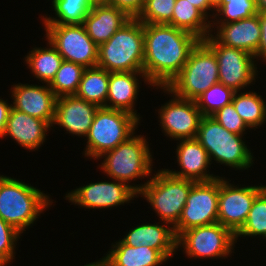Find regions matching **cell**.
<instances>
[{
	"label": "cell",
	"instance_id": "1",
	"mask_svg": "<svg viewBox=\"0 0 266 266\" xmlns=\"http://www.w3.org/2000/svg\"><path fill=\"white\" fill-rule=\"evenodd\" d=\"M200 41L194 34L169 24H144L143 72L153 88L166 87Z\"/></svg>",
	"mask_w": 266,
	"mask_h": 266
},
{
	"label": "cell",
	"instance_id": "2",
	"mask_svg": "<svg viewBox=\"0 0 266 266\" xmlns=\"http://www.w3.org/2000/svg\"><path fill=\"white\" fill-rule=\"evenodd\" d=\"M144 24L130 18L98 46L97 67L108 72H143Z\"/></svg>",
	"mask_w": 266,
	"mask_h": 266
},
{
	"label": "cell",
	"instance_id": "3",
	"mask_svg": "<svg viewBox=\"0 0 266 266\" xmlns=\"http://www.w3.org/2000/svg\"><path fill=\"white\" fill-rule=\"evenodd\" d=\"M51 203L49 196L36 187L0 176V217L21 234Z\"/></svg>",
	"mask_w": 266,
	"mask_h": 266
},
{
	"label": "cell",
	"instance_id": "4",
	"mask_svg": "<svg viewBox=\"0 0 266 266\" xmlns=\"http://www.w3.org/2000/svg\"><path fill=\"white\" fill-rule=\"evenodd\" d=\"M219 83L215 53L201 40L192 50L181 71L164 91L182 99L196 100L212 85Z\"/></svg>",
	"mask_w": 266,
	"mask_h": 266
},
{
	"label": "cell",
	"instance_id": "5",
	"mask_svg": "<svg viewBox=\"0 0 266 266\" xmlns=\"http://www.w3.org/2000/svg\"><path fill=\"white\" fill-rule=\"evenodd\" d=\"M242 136L228 131L212 116H203L196 139L208 152L210 161L245 170L252 166L254 157Z\"/></svg>",
	"mask_w": 266,
	"mask_h": 266
},
{
	"label": "cell",
	"instance_id": "6",
	"mask_svg": "<svg viewBox=\"0 0 266 266\" xmlns=\"http://www.w3.org/2000/svg\"><path fill=\"white\" fill-rule=\"evenodd\" d=\"M138 123L139 118L127 111L99 107L86 136L88 141L84 155L100 158L104 152L134 135Z\"/></svg>",
	"mask_w": 266,
	"mask_h": 266
},
{
	"label": "cell",
	"instance_id": "7",
	"mask_svg": "<svg viewBox=\"0 0 266 266\" xmlns=\"http://www.w3.org/2000/svg\"><path fill=\"white\" fill-rule=\"evenodd\" d=\"M194 183L195 181L173 176L163 169L145 182L138 196H143L160 216V220L170 227L179 221Z\"/></svg>",
	"mask_w": 266,
	"mask_h": 266
},
{
	"label": "cell",
	"instance_id": "8",
	"mask_svg": "<svg viewBox=\"0 0 266 266\" xmlns=\"http://www.w3.org/2000/svg\"><path fill=\"white\" fill-rule=\"evenodd\" d=\"M147 143L145 137L132 135L125 142L100 156L105 158L101 163V170L112 180H118L128 185L136 178L150 176L153 160Z\"/></svg>",
	"mask_w": 266,
	"mask_h": 266
},
{
	"label": "cell",
	"instance_id": "9",
	"mask_svg": "<svg viewBox=\"0 0 266 266\" xmlns=\"http://www.w3.org/2000/svg\"><path fill=\"white\" fill-rule=\"evenodd\" d=\"M47 41L63 60L92 68L97 66L98 45L87 34L83 24H44Z\"/></svg>",
	"mask_w": 266,
	"mask_h": 266
},
{
	"label": "cell",
	"instance_id": "10",
	"mask_svg": "<svg viewBox=\"0 0 266 266\" xmlns=\"http://www.w3.org/2000/svg\"><path fill=\"white\" fill-rule=\"evenodd\" d=\"M216 55L219 82L234 92L250 85L257 76L254 55L220 44L212 34L202 40Z\"/></svg>",
	"mask_w": 266,
	"mask_h": 266
},
{
	"label": "cell",
	"instance_id": "11",
	"mask_svg": "<svg viewBox=\"0 0 266 266\" xmlns=\"http://www.w3.org/2000/svg\"><path fill=\"white\" fill-rule=\"evenodd\" d=\"M235 241V235L216 222L182 232L177 237V246H183L184 253L191 258H225L232 253Z\"/></svg>",
	"mask_w": 266,
	"mask_h": 266
},
{
	"label": "cell",
	"instance_id": "12",
	"mask_svg": "<svg viewBox=\"0 0 266 266\" xmlns=\"http://www.w3.org/2000/svg\"><path fill=\"white\" fill-rule=\"evenodd\" d=\"M219 177L195 182L187 196L179 221L173 226L176 237L182 232L218 222Z\"/></svg>",
	"mask_w": 266,
	"mask_h": 266
},
{
	"label": "cell",
	"instance_id": "13",
	"mask_svg": "<svg viewBox=\"0 0 266 266\" xmlns=\"http://www.w3.org/2000/svg\"><path fill=\"white\" fill-rule=\"evenodd\" d=\"M265 187H236L219 177L218 223L236 235L244 226L255 197Z\"/></svg>",
	"mask_w": 266,
	"mask_h": 266
},
{
	"label": "cell",
	"instance_id": "14",
	"mask_svg": "<svg viewBox=\"0 0 266 266\" xmlns=\"http://www.w3.org/2000/svg\"><path fill=\"white\" fill-rule=\"evenodd\" d=\"M143 187L144 184L133 186L113 179V182L101 181L84 185L69 192L65 197L69 202L88 209L112 208L129 203Z\"/></svg>",
	"mask_w": 266,
	"mask_h": 266
},
{
	"label": "cell",
	"instance_id": "15",
	"mask_svg": "<svg viewBox=\"0 0 266 266\" xmlns=\"http://www.w3.org/2000/svg\"><path fill=\"white\" fill-rule=\"evenodd\" d=\"M159 110L160 126L168 137L174 140L196 138L203 115L195 100L174 95Z\"/></svg>",
	"mask_w": 266,
	"mask_h": 266
},
{
	"label": "cell",
	"instance_id": "16",
	"mask_svg": "<svg viewBox=\"0 0 266 266\" xmlns=\"http://www.w3.org/2000/svg\"><path fill=\"white\" fill-rule=\"evenodd\" d=\"M12 108L24 112L32 117L44 120L53 126L55 117L56 96L50 86L13 85Z\"/></svg>",
	"mask_w": 266,
	"mask_h": 266
},
{
	"label": "cell",
	"instance_id": "17",
	"mask_svg": "<svg viewBox=\"0 0 266 266\" xmlns=\"http://www.w3.org/2000/svg\"><path fill=\"white\" fill-rule=\"evenodd\" d=\"M98 106L76 95L56 98L54 124L76 136H87Z\"/></svg>",
	"mask_w": 266,
	"mask_h": 266
},
{
	"label": "cell",
	"instance_id": "18",
	"mask_svg": "<svg viewBox=\"0 0 266 266\" xmlns=\"http://www.w3.org/2000/svg\"><path fill=\"white\" fill-rule=\"evenodd\" d=\"M177 145V161L181 171L166 169L173 176L192 180L195 182H207L217 179L219 176L207 173L208 165H211L210 157L206 149L196 138L179 140Z\"/></svg>",
	"mask_w": 266,
	"mask_h": 266
},
{
	"label": "cell",
	"instance_id": "19",
	"mask_svg": "<svg viewBox=\"0 0 266 266\" xmlns=\"http://www.w3.org/2000/svg\"><path fill=\"white\" fill-rule=\"evenodd\" d=\"M217 34L213 37L222 45L255 55L261 38L258 14L230 23H216Z\"/></svg>",
	"mask_w": 266,
	"mask_h": 266
},
{
	"label": "cell",
	"instance_id": "20",
	"mask_svg": "<svg viewBox=\"0 0 266 266\" xmlns=\"http://www.w3.org/2000/svg\"><path fill=\"white\" fill-rule=\"evenodd\" d=\"M130 18L116 7L96 1L84 19L87 34L96 45L108 41Z\"/></svg>",
	"mask_w": 266,
	"mask_h": 266
},
{
	"label": "cell",
	"instance_id": "21",
	"mask_svg": "<svg viewBox=\"0 0 266 266\" xmlns=\"http://www.w3.org/2000/svg\"><path fill=\"white\" fill-rule=\"evenodd\" d=\"M50 127L52 126L44 120L11 108L2 137L10 136L21 147L36 150L45 142L46 132Z\"/></svg>",
	"mask_w": 266,
	"mask_h": 266
},
{
	"label": "cell",
	"instance_id": "22",
	"mask_svg": "<svg viewBox=\"0 0 266 266\" xmlns=\"http://www.w3.org/2000/svg\"><path fill=\"white\" fill-rule=\"evenodd\" d=\"M131 247L148 246L158 250L166 259L172 258L173 252L177 250V237L174 227L157 224H141L132 228L121 240Z\"/></svg>",
	"mask_w": 266,
	"mask_h": 266
},
{
	"label": "cell",
	"instance_id": "23",
	"mask_svg": "<svg viewBox=\"0 0 266 266\" xmlns=\"http://www.w3.org/2000/svg\"><path fill=\"white\" fill-rule=\"evenodd\" d=\"M138 75L144 77V82L152 85L144 72H110L106 108L124 110L140 118L136 110L134 111L140 87Z\"/></svg>",
	"mask_w": 266,
	"mask_h": 266
},
{
	"label": "cell",
	"instance_id": "24",
	"mask_svg": "<svg viewBox=\"0 0 266 266\" xmlns=\"http://www.w3.org/2000/svg\"><path fill=\"white\" fill-rule=\"evenodd\" d=\"M106 256L92 266H158L167 259L148 246L131 247L119 240Z\"/></svg>",
	"mask_w": 266,
	"mask_h": 266
},
{
	"label": "cell",
	"instance_id": "25",
	"mask_svg": "<svg viewBox=\"0 0 266 266\" xmlns=\"http://www.w3.org/2000/svg\"><path fill=\"white\" fill-rule=\"evenodd\" d=\"M207 19L208 17L188 0H176L172 19L168 24L188 31L199 39L204 40L210 34L209 32H212L210 29L216 25L215 21H212V23L207 21Z\"/></svg>",
	"mask_w": 266,
	"mask_h": 266
},
{
	"label": "cell",
	"instance_id": "26",
	"mask_svg": "<svg viewBox=\"0 0 266 266\" xmlns=\"http://www.w3.org/2000/svg\"><path fill=\"white\" fill-rule=\"evenodd\" d=\"M110 72L99 67L86 68L83 72L76 96L106 108Z\"/></svg>",
	"mask_w": 266,
	"mask_h": 266
},
{
	"label": "cell",
	"instance_id": "27",
	"mask_svg": "<svg viewBox=\"0 0 266 266\" xmlns=\"http://www.w3.org/2000/svg\"><path fill=\"white\" fill-rule=\"evenodd\" d=\"M49 48H33L26 57V64L30 67L34 76L49 84L63 61L62 56L56 48L49 42Z\"/></svg>",
	"mask_w": 266,
	"mask_h": 266
},
{
	"label": "cell",
	"instance_id": "28",
	"mask_svg": "<svg viewBox=\"0 0 266 266\" xmlns=\"http://www.w3.org/2000/svg\"><path fill=\"white\" fill-rule=\"evenodd\" d=\"M232 103L249 129L257 128L266 122V102L256 92H235Z\"/></svg>",
	"mask_w": 266,
	"mask_h": 266
},
{
	"label": "cell",
	"instance_id": "29",
	"mask_svg": "<svg viewBox=\"0 0 266 266\" xmlns=\"http://www.w3.org/2000/svg\"><path fill=\"white\" fill-rule=\"evenodd\" d=\"M95 2V0H52L53 11L57 17L43 16V24H83Z\"/></svg>",
	"mask_w": 266,
	"mask_h": 266
},
{
	"label": "cell",
	"instance_id": "30",
	"mask_svg": "<svg viewBox=\"0 0 266 266\" xmlns=\"http://www.w3.org/2000/svg\"><path fill=\"white\" fill-rule=\"evenodd\" d=\"M85 69L80 64L63 60L53 80L48 84L55 96L75 95Z\"/></svg>",
	"mask_w": 266,
	"mask_h": 266
},
{
	"label": "cell",
	"instance_id": "31",
	"mask_svg": "<svg viewBox=\"0 0 266 266\" xmlns=\"http://www.w3.org/2000/svg\"><path fill=\"white\" fill-rule=\"evenodd\" d=\"M240 235L266 237V187L255 197L245 224L235 235V240Z\"/></svg>",
	"mask_w": 266,
	"mask_h": 266
},
{
	"label": "cell",
	"instance_id": "32",
	"mask_svg": "<svg viewBox=\"0 0 266 266\" xmlns=\"http://www.w3.org/2000/svg\"><path fill=\"white\" fill-rule=\"evenodd\" d=\"M234 91L222 83L212 85L195 101L203 116H211L223 106L230 104Z\"/></svg>",
	"mask_w": 266,
	"mask_h": 266
},
{
	"label": "cell",
	"instance_id": "33",
	"mask_svg": "<svg viewBox=\"0 0 266 266\" xmlns=\"http://www.w3.org/2000/svg\"><path fill=\"white\" fill-rule=\"evenodd\" d=\"M216 11L215 15H211L215 19L222 14L225 16L224 19L215 20L217 23L235 22L258 14L256 0H223Z\"/></svg>",
	"mask_w": 266,
	"mask_h": 266
},
{
	"label": "cell",
	"instance_id": "34",
	"mask_svg": "<svg viewBox=\"0 0 266 266\" xmlns=\"http://www.w3.org/2000/svg\"><path fill=\"white\" fill-rule=\"evenodd\" d=\"M176 0H146L138 16L143 24H168L172 19Z\"/></svg>",
	"mask_w": 266,
	"mask_h": 266
},
{
	"label": "cell",
	"instance_id": "35",
	"mask_svg": "<svg viewBox=\"0 0 266 266\" xmlns=\"http://www.w3.org/2000/svg\"><path fill=\"white\" fill-rule=\"evenodd\" d=\"M21 233L0 217V266H7L14 259L15 244Z\"/></svg>",
	"mask_w": 266,
	"mask_h": 266
},
{
	"label": "cell",
	"instance_id": "36",
	"mask_svg": "<svg viewBox=\"0 0 266 266\" xmlns=\"http://www.w3.org/2000/svg\"><path fill=\"white\" fill-rule=\"evenodd\" d=\"M211 116L228 131L238 135H243L245 129L249 128L235 110L232 102L223 106Z\"/></svg>",
	"mask_w": 266,
	"mask_h": 266
},
{
	"label": "cell",
	"instance_id": "37",
	"mask_svg": "<svg viewBox=\"0 0 266 266\" xmlns=\"http://www.w3.org/2000/svg\"><path fill=\"white\" fill-rule=\"evenodd\" d=\"M103 2L123 11L129 18H138L146 0H103Z\"/></svg>",
	"mask_w": 266,
	"mask_h": 266
},
{
	"label": "cell",
	"instance_id": "38",
	"mask_svg": "<svg viewBox=\"0 0 266 266\" xmlns=\"http://www.w3.org/2000/svg\"><path fill=\"white\" fill-rule=\"evenodd\" d=\"M259 23L261 28V38L259 42V47L257 49L254 58H262L265 62L266 60V13H258Z\"/></svg>",
	"mask_w": 266,
	"mask_h": 266
},
{
	"label": "cell",
	"instance_id": "39",
	"mask_svg": "<svg viewBox=\"0 0 266 266\" xmlns=\"http://www.w3.org/2000/svg\"><path fill=\"white\" fill-rule=\"evenodd\" d=\"M12 108V104L9 105L7 103V100L4 101L0 99V138H2L6 125H7V120L9 116L10 109Z\"/></svg>",
	"mask_w": 266,
	"mask_h": 266
},
{
	"label": "cell",
	"instance_id": "40",
	"mask_svg": "<svg viewBox=\"0 0 266 266\" xmlns=\"http://www.w3.org/2000/svg\"><path fill=\"white\" fill-rule=\"evenodd\" d=\"M197 9H199L206 17L208 16V10H211L208 0H188ZM207 13V14H206Z\"/></svg>",
	"mask_w": 266,
	"mask_h": 266
},
{
	"label": "cell",
	"instance_id": "41",
	"mask_svg": "<svg viewBox=\"0 0 266 266\" xmlns=\"http://www.w3.org/2000/svg\"><path fill=\"white\" fill-rule=\"evenodd\" d=\"M258 13H266V0H256Z\"/></svg>",
	"mask_w": 266,
	"mask_h": 266
},
{
	"label": "cell",
	"instance_id": "42",
	"mask_svg": "<svg viewBox=\"0 0 266 266\" xmlns=\"http://www.w3.org/2000/svg\"><path fill=\"white\" fill-rule=\"evenodd\" d=\"M223 0H208L209 5L214 9V11L222 4Z\"/></svg>",
	"mask_w": 266,
	"mask_h": 266
},
{
	"label": "cell",
	"instance_id": "43",
	"mask_svg": "<svg viewBox=\"0 0 266 266\" xmlns=\"http://www.w3.org/2000/svg\"><path fill=\"white\" fill-rule=\"evenodd\" d=\"M84 266H92V263L86 264V265H84Z\"/></svg>",
	"mask_w": 266,
	"mask_h": 266
}]
</instances>
